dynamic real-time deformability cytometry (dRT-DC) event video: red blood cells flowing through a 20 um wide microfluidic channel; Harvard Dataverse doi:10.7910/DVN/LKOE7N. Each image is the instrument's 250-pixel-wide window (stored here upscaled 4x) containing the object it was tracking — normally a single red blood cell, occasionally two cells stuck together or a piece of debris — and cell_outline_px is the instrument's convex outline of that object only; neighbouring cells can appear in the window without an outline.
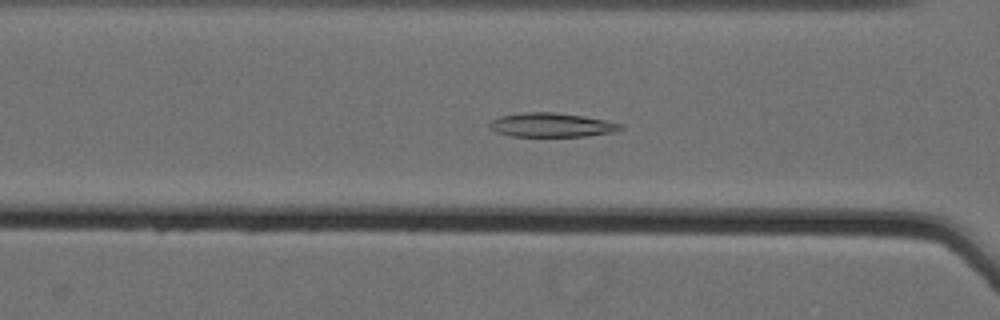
{"species": "Egyptian fruit bat (a non-hibernating species)", "species_latin": "Rousettus aegyptiacus", "temperature_condition": "cold", "stored_images_in_passage": 42, "camera_frame_rate_fps": 3000, "um_per_image_px": 0.085, "animal": {"sex": "female"}, "frame": {"image": 1, "passage_image": 10, "time_ms": 3.0, "image_size_px": [1000, 320], "cell_outline_px": [[624, 128], [616, 132], [588, 136], [512, 136], [496, 132], [488, 128], [488, 124], [492, 120], [500, 116], [524, 112], [556, 112], [584, 116], [624, 124]], "centroid_in_image_um": [46.91, 10.62], "position_along_channel_um": 119.7, "area_um2": 18.55}}
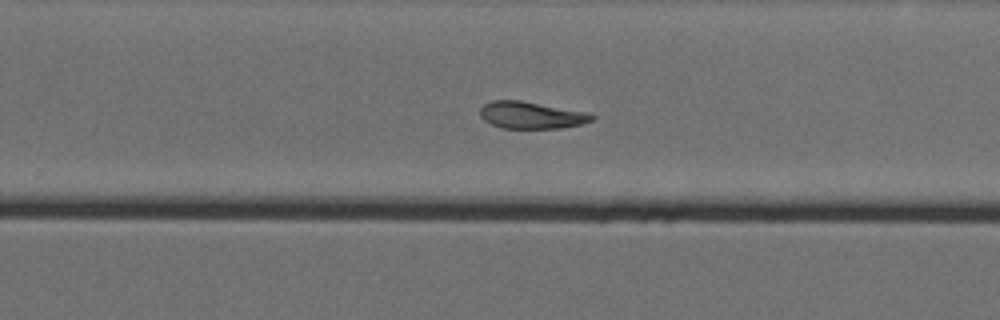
{"frame": {"image": 2, "passage_image": 24, "time_ms": 7.667, "image_size_px": [1000, 320], "cell_outline_px": [[596, 116], [592, 120], [580, 124], [560, 128], [504, 128], [492, 124], [484, 120], [480, 116], [480, 108], [484, 104], [492, 100], [520, 100], [588, 112]], "centroid_in_image_um": [45.15, 9.78], "position_along_channel_um": 284.6, "area_um2": 17.51}}
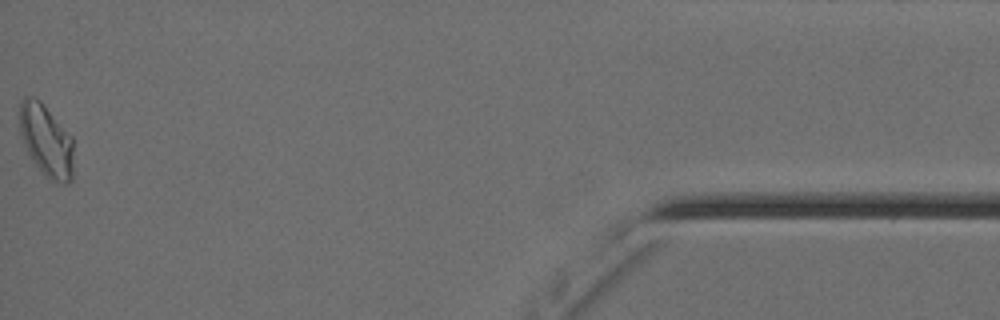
{"frame": {"image": 3, "passage_image": 42, "time_ms": 13.667, "image_size_px": [1000, 320], "cell_outline_px": [[72, 180], [68, 184], [56, 184], [48, 180], [40, 172], [28, 152], [20, 132], [20, 100], [24, 96], [32, 96], [40, 100], [72, 136]], "centroid_in_image_um": [3.94, 11.98], "position_along_channel_um": 431.3, "area_um2": 22.83}, "authors_computed_cell_mechanics": {"area_um2": 18.5249, "velocity_mm_per_s": 3.5346, "shape_relaxation_time_tau1_ms": null, "shape_relaxation_time_tau2_ms": 8.9346, "deformation_change_tau1": null, "deformation_change_tau2": 0.116}}